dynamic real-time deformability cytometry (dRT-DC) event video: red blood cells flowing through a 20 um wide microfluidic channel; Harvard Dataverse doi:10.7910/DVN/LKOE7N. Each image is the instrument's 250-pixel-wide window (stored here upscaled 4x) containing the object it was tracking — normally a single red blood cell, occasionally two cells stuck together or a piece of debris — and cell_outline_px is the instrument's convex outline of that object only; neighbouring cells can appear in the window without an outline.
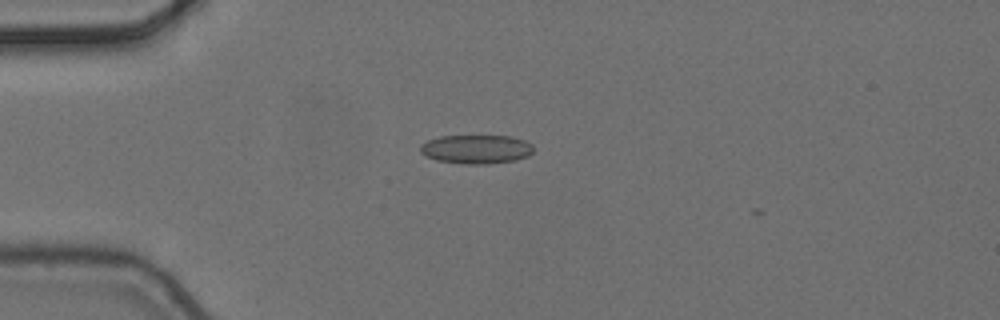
{"species": "common noctule bat (a hibernating species)", "species_latin": "Nyctalus noctula", "temperature_condition": "cold", "stored_images_in_passage": 8, "camera_frame_rate_fps": 3000, "um_per_image_px": 0.085, "animal": {"sex": "female", "body_mass_g": 24.6, "forearm_length_mm": 56.2}, "frame": {"image": 1, "passage_image": 4, "time_ms": 1.0, "image_size_px": [1000, 320], "cell_outline_px": [[532, 152], [528, 156], [516, 160], [488, 164], [468, 164], [436, 160], [420, 152], [420, 144], [428, 140], [440, 136], [512, 136], [524, 140], [532, 144]], "centroid_in_image_um": [40.49, 12.68], "position_along_channel_um": 44.5, "area_um2": 19.02}}
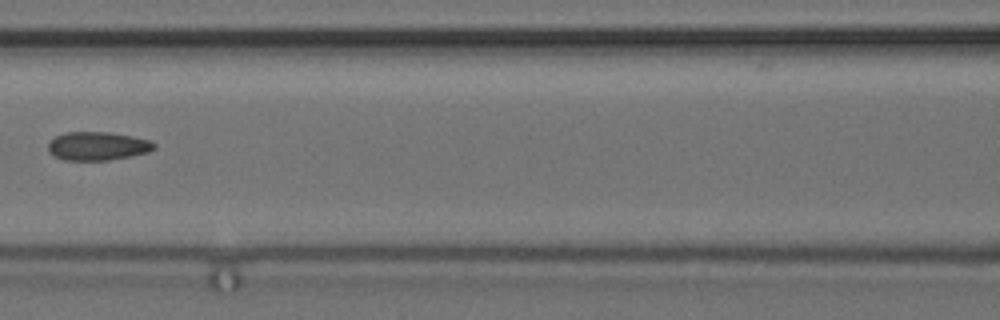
{"frame": {"image": 2, "passage_image": 7, "time_ms": 2.0, "image_size_px": [1000, 320], "cell_outline_px": [[156, 148], [148, 152], [132, 156], [108, 160], [64, 160], [48, 152], [48, 144], [56, 136], [64, 132], [108, 132], [132, 136], [148, 140], [156, 144]], "centroid_in_image_um": [8.3, 12.41], "position_along_channel_um": 158.3, "area_um2": 17.57}}
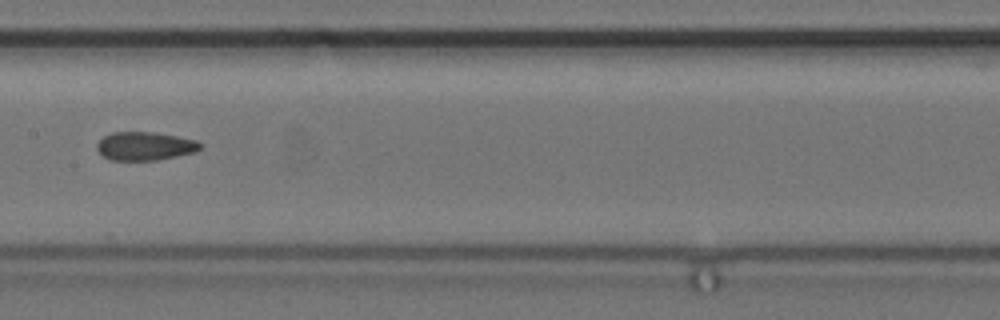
{"frame": {"image": 3, "passage_image": 8, "time_ms": 2.333, "image_size_px": [1000, 320], "cell_outline_px": [[204, 144], [196, 152], [156, 160], [108, 160], [96, 148], [96, 144], [104, 136], [112, 132], [152, 132], [176, 136], [196, 140]], "centroid_in_image_um": [12.32, 12.42], "position_along_channel_um": 195.1, "area_um2": 17.11}}